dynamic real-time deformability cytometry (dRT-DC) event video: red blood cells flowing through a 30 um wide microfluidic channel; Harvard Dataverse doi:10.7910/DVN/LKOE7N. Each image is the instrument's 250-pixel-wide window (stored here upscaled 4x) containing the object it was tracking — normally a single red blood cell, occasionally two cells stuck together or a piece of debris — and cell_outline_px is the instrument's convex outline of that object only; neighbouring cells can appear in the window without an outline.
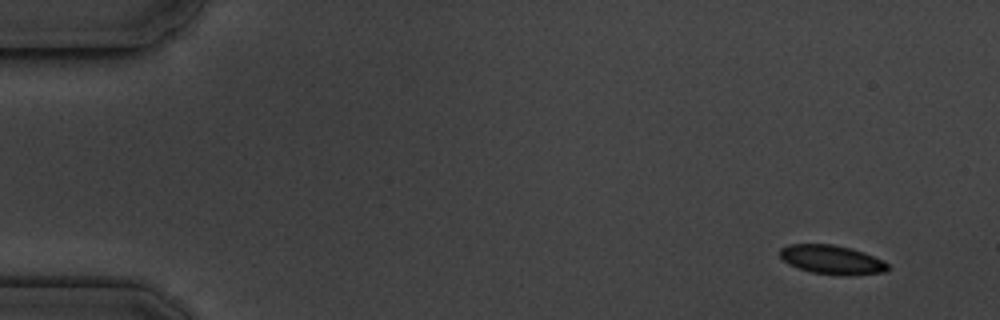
{"species": "common noctule bat (a hibernating species)", "species_latin": "Nyctalus noctula", "temperature_condition": "cold", "stored_images_in_passage": 4, "camera_frame_rate_fps": 3000, "um_per_image_px": 0.085, "animal": {"sex": "male", "body_mass_g": 19.5, "forearm_length_mm": 54.6}, "frame": {"image": 1, "passage_image": 1, "time_ms": 0.0, "image_size_px": [1000, 320], "cell_outline_px": [[888, 272], [848, 276], [840, 276], [812, 272], [788, 264], [780, 256], [780, 248], [788, 244], [832, 244], [852, 248], [864, 252], [888, 264]], "centroid_in_image_um": [70.71, 22.08], "position_along_channel_um": 14.3, "area_um2": 18.32}}
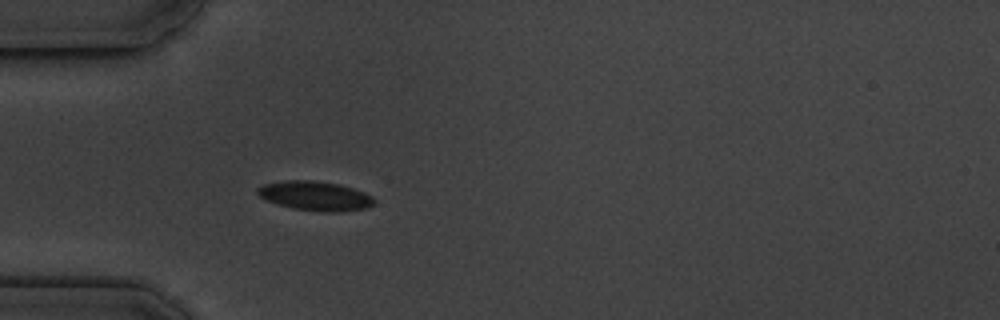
{"frame": {"image": 2, "passage_image": 4, "time_ms": 4.333, "image_size_px": [1000, 320], "cell_outline_px": [[376, 200], [368, 208], [340, 212], [324, 212], [292, 208], [268, 200], [260, 196], [256, 192], [256, 188], [264, 184], [284, 180], [312, 180], [340, 184], [364, 192], [372, 196]], "centroid_in_image_um": [26.81, 16.65], "position_along_channel_um": 58.2, "area_um2": 19.94}}